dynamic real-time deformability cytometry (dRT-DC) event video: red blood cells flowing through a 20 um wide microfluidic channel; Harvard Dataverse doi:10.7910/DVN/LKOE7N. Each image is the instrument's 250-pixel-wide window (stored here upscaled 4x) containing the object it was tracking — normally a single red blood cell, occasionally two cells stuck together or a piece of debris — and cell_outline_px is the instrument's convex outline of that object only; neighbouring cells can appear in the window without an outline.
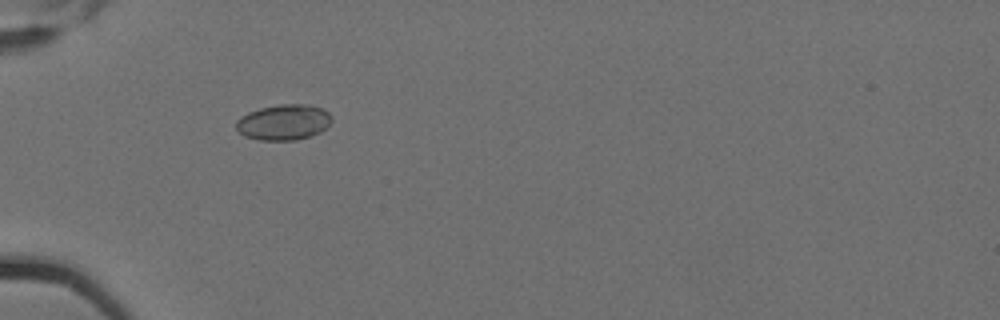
{"species": "Egyptian fruit bat (a non-hibernating species)", "species_latin": "Rousettus aegyptiacus", "temperature_condition": "cold", "stored_images_in_passage": 7, "camera_frame_rate_fps": 3000, "um_per_image_px": 0.085, "animal": {"sex": "female"}, "frame": {"image": 1, "passage_image": 4, "time_ms": 1.0, "image_size_px": [1000, 320], "cell_outline_px": [[332, 120], [320, 132], [296, 140], [260, 140], [244, 136], [236, 128], [236, 120], [240, 116], [248, 112], [260, 108], [280, 104], [308, 104], [324, 108], [332, 116]], "centroid_in_image_um": [24.1, 10.37], "position_along_channel_um": 60.9, "area_um2": 19.88}}